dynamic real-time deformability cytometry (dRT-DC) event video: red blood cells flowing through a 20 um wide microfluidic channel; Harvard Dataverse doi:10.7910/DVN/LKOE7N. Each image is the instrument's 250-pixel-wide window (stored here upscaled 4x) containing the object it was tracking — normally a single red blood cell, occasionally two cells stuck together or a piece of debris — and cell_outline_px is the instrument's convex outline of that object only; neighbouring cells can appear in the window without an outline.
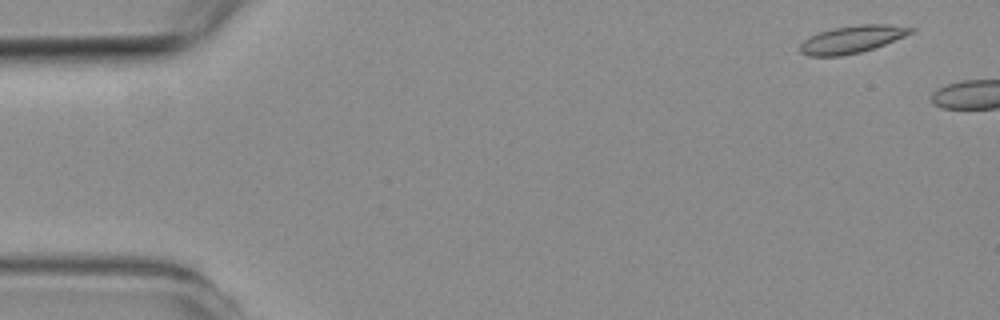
{"species": "common noctule bat (a hibernating species)", "species_latin": "Nyctalus noctula", "temperature_condition": "room temperature", "stored_images_in_passage": 2, "camera_frame_rate_fps": 3000, "um_per_image_px": 0.085, "animal": {"sex": "female", "body_mass_g": 19.3, "forearm_length_mm": 54.1}, "frame": {"image": 1, "passage_image": 1, "time_ms": 0.0, "image_size_px": [1000, 320], "cell_outline_px": [[916, 28], [912, 32], [904, 36], [884, 44], [860, 52], [840, 56], [808, 56], [800, 52], [800, 44], [804, 40], [820, 32], [836, 28], [860, 24], [884, 24]], "centroid_in_image_um": [72.4, 3.35], "position_along_channel_um": 12.6, "area_um2": 17.28}}